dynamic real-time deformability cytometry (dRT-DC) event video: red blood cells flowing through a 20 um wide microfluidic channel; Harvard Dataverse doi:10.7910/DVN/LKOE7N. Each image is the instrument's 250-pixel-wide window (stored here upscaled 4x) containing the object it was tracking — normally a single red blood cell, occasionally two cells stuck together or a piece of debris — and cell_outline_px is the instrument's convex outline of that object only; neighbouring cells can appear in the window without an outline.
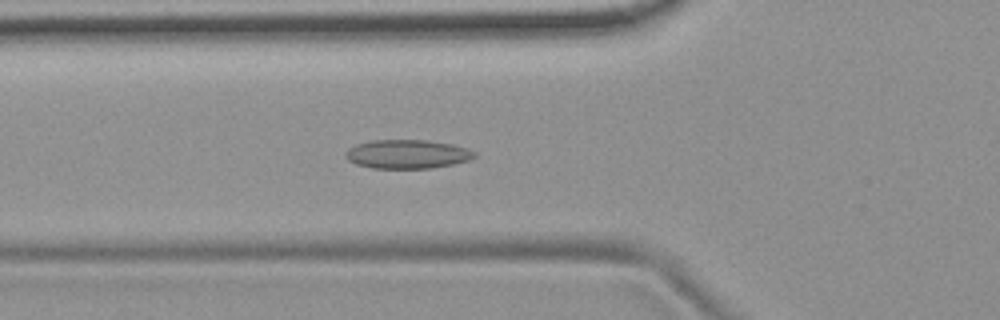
{"species": "common noctule bat (a hibernating species)", "species_latin": "Nyctalus noctula", "temperature_condition": "room temperature", "stored_images_in_passage": 47, "camera_frame_rate_fps": 3000, "um_per_image_px": 0.085, "animal": {"sex": "female", "body_mass_g": 19.9}, "frame": {"image": 1, "passage_image": 18, "time_ms": 5.667, "image_size_px": [1000, 320], "cell_outline_px": [[476, 156], [468, 160], [452, 164], [432, 168], [372, 168], [356, 164], [348, 160], [344, 156], [344, 152], [348, 148], [356, 144], [372, 140], [428, 140], [452, 144], [476, 152]], "centroid_in_image_um": [34.57, 13.1], "position_along_channel_um": 91.2, "area_um2": 21.68}}
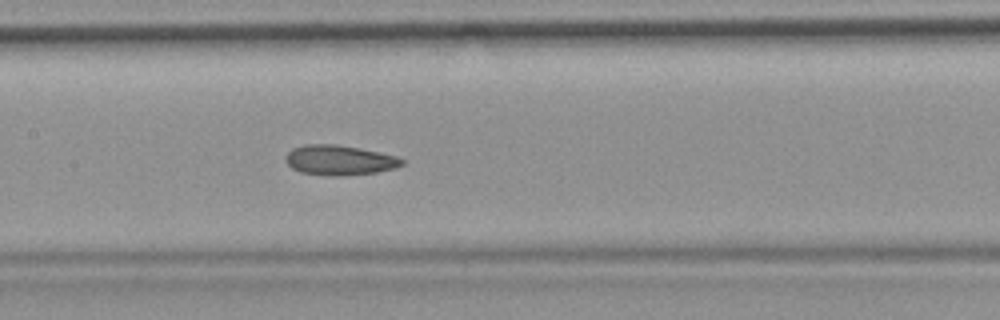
{"frame": {"image": 2, "passage_image": 25, "time_ms": 8.0, "image_size_px": [1000, 320], "cell_outline_px": [[404, 164], [396, 168], [376, 172], [340, 176], [332, 176], [300, 172], [292, 168], [284, 160], [284, 156], [292, 148], [308, 144], [336, 144], [396, 156], [404, 160]], "centroid_in_image_um": [28.82, 13.62], "position_along_channel_um": 178.6, "area_um2": 20.17}}
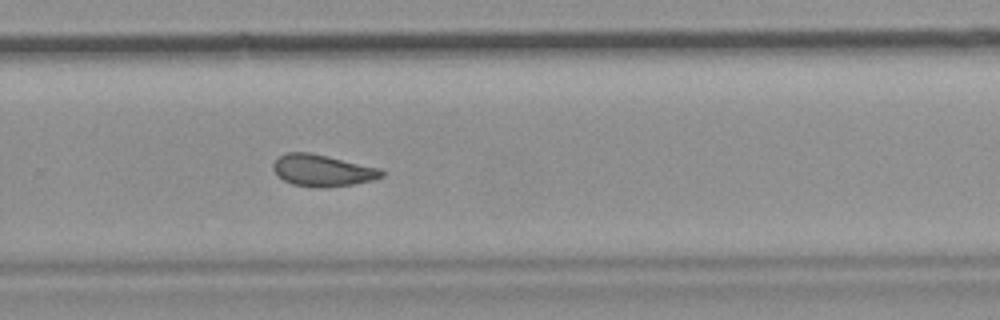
{"frame": {"image": 3, "passage_image": 35, "time_ms": 11.333, "image_size_px": [1000, 320], "cell_outline_px": [[384, 176], [372, 180], [352, 184], [324, 188], [316, 188], [292, 184], [284, 180], [272, 168], [272, 164], [280, 156], [288, 152], [308, 152], [380, 168], [384, 172]], "centroid_in_image_um": [27.41, 14.5], "position_along_channel_um": 302.4, "area_um2": 19.83}, "authors_computed_cell_mechanics": {"area_um2": 20.8658, "velocity_mm_per_s": 3.7296, "shape_relaxation_time_tau1_ms": null, "shape_relaxation_time_tau2_ms": 2.846, "deformation_change_tau1": null, "deformation_change_tau2": 0.0914}}